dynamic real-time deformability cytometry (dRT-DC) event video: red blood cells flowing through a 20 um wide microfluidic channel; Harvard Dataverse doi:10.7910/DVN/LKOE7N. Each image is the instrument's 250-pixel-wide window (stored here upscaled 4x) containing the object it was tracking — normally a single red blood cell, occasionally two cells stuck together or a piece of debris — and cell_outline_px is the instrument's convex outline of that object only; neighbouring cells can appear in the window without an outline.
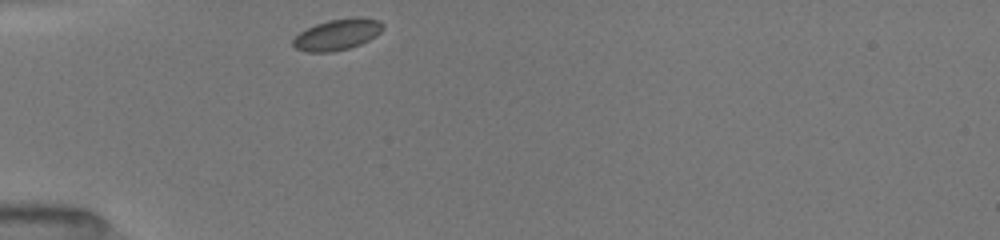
{"species": "common noctule bat (a hibernating species)", "species_latin": "Nyctalus noctula", "temperature_condition": "room temperature", "stored_images_in_passage": 24, "camera_frame_rate_fps": 3000, "um_per_image_px": 0.085, "animal": {"sex": "female", "body_mass_g": 19.5, "forearm_length_mm": 54.1}, "frame": {"image": 1, "passage_image": 1, "time_ms": 0.0, "image_size_px": [1000, 240], "cell_outline_px": [[384, 28], [376, 36], [360, 44], [348, 48], [332, 52], [308, 52], [296, 48], [292, 44], [292, 40], [300, 32], [316, 24], [328, 20], [352, 16], [360, 16], [380, 20], [384, 24]], "centroid_in_image_um": [28.71, 2.91], "position_along_channel_um": 56.3, "area_um2": 16.42}}
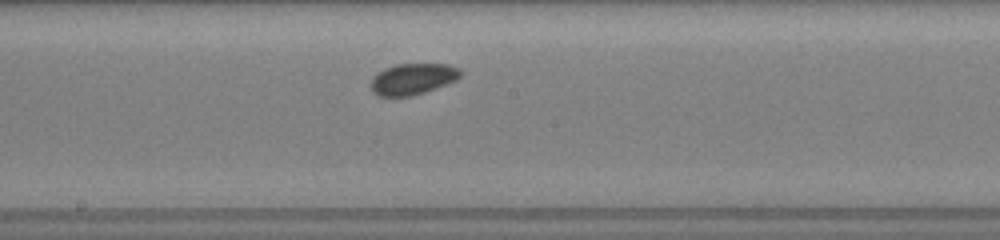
{"frame": {"image": 2, "passage_image": 9, "time_ms": 4.333, "image_size_px": [1000, 240], "cell_outline_px": [[464, 72], [456, 80], [436, 88], [412, 96], [380, 96], [372, 92], [368, 84], [372, 76], [376, 72], [384, 68], [396, 64], [448, 64], [460, 68]], "centroid_in_image_um": [35.04, 6.7], "position_along_channel_um": 213.2, "area_um2": 16.65}}
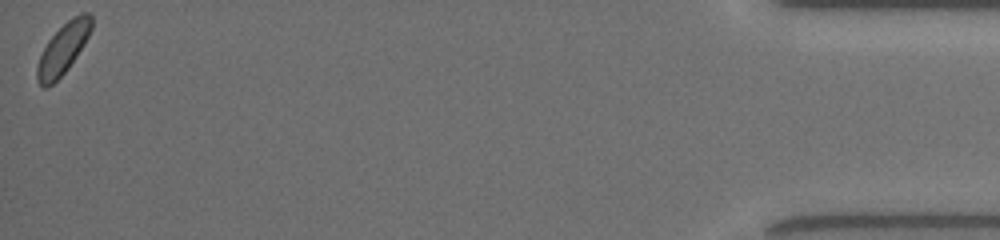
{"frame": {"image": 3, "passage_image": 24, "time_ms": 12.0, "image_size_px": [1000, 240], "cell_outline_px": [[92, 28], [84, 44], [68, 68], [48, 88], [44, 88], [36, 80], [36, 68], [40, 56], [48, 40], [72, 16], [80, 12], [88, 12], [92, 16]], "centroid_in_image_um": [5.36, 4.13], "position_along_channel_um": 429.8, "area_um2": 15.9}}